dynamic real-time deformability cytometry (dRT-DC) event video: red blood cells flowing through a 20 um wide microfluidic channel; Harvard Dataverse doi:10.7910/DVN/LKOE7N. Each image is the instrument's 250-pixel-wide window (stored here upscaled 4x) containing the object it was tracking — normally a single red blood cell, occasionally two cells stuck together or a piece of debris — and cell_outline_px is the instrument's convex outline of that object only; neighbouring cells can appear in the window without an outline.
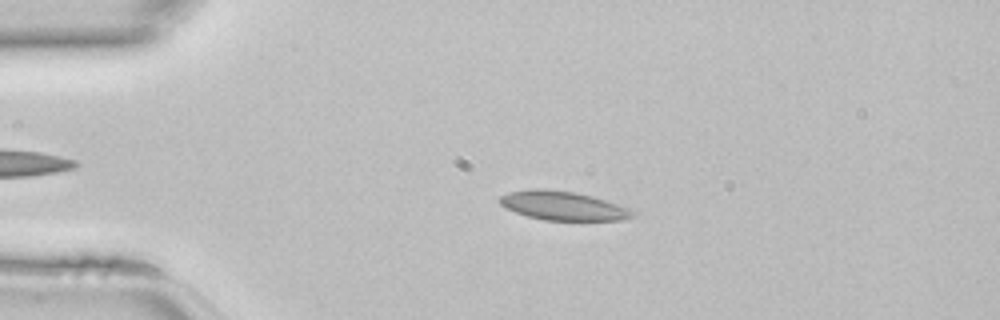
{"species": "common noctule bat (a hibernating species)", "species_latin": "Nyctalus noctula", "temperature_condition": "room temperature", "stored_images_in_passage": 44, "camera_frame_rate_fps": 3000, "um_per_image_px": 0.085, "animal": {"sex": "female", "body_mass_g": 22.7, "forearm_length_mm": 54.2}, "frame": {"image": 1, "passage_image": 9, "time_ms": 2.667, "image_size_px": [1000, 320], "cell_outline_px": [[640, 212], [636, 216], [620, 220], [544, 220], [528, 216], [516, 212], [500, 204], [496, 200], [500, 196], [508, 192], [532, 188], [544, 188], [576, 192], [592, 196]], "centroid_in_image_um": [47.86, 17.48], "position_along_channel_um": 37.1, "area_um2": 22.54}}
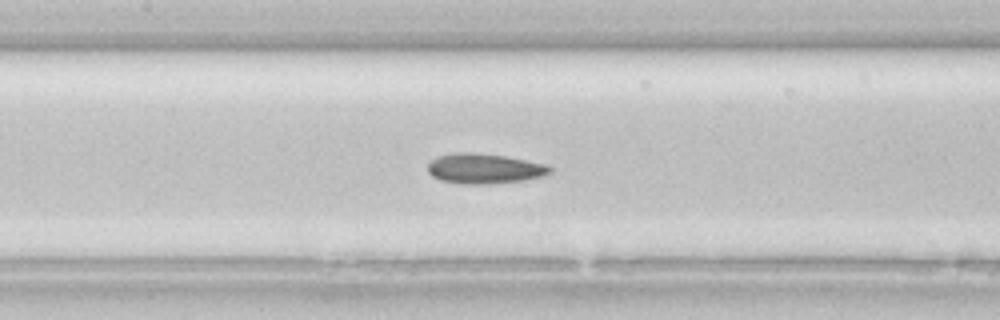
{"frame": {"image": 2, "passage_image": 20, "time_ms": 6.333, "image_size_px": [1000, 320], "cell_outline_px": [[552, 172], [544, 176], [520, 180], [488, 184], [460, 184], [440, 180], [432, 176], [428, 172], [428, 164], [436, 156], [456, 152], [472, 152], [504, 156], [548, 164], [552, 168]], "centroid_in_image_um": [41.16, 14.32], "position_along_channel_um": 166.2, "area_um2": 21.5}}
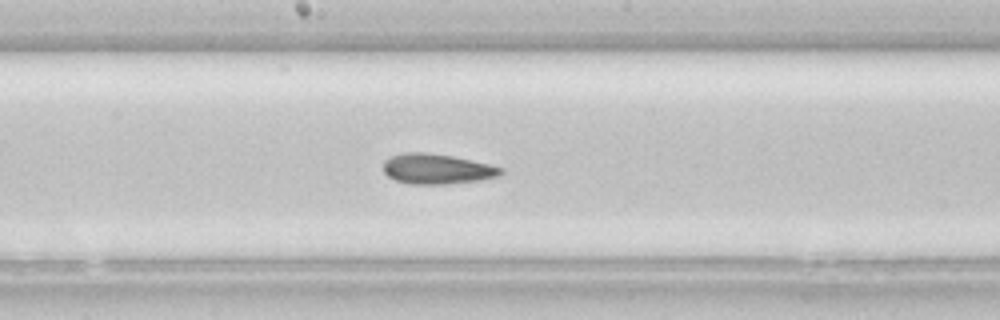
{"frame": {"image": 3, "passage_image": 23, "time_ms": 7.333, "image_size_px": [1000, 320], "cell_outline_px": [[504, 172], [500, 176], [480, 180], [448, 184], [408, 184], [396, 180], [388, 176], [384, 172], [384, 160], [392, 156], [404, 152], [424, 152], [452, 156], [492, 164], [504, 168]], "centroid_in_image_um": [37.18, 14.36], "position_along_channel_um": 211.0, "area_um2": 20.87}}